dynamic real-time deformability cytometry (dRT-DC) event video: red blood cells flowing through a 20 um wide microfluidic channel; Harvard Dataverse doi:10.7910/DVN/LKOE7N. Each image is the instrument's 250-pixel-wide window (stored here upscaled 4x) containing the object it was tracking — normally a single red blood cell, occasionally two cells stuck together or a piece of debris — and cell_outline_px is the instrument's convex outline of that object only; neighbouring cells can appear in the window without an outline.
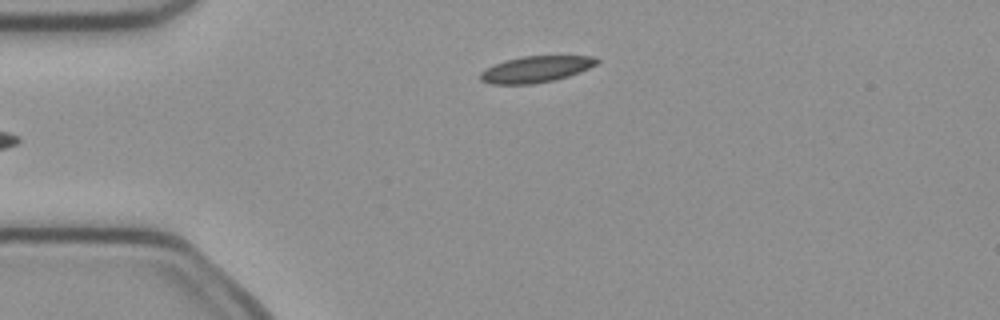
{"species": "common noctule bat (a hibernating species)", "species_latin": "Nyctalus noctula", "temperature_condition": "cold", "stored_images_in_passage": 5, "camera_frame_rate_fps": 3000, "um_per_image_px": 0.085, "animal": {"sex": "female", "body_mass_g": 21.9}, "frame": {"image": 1, "passage_image": 5, "time_ms": 1.333, "image_size_px": [1000, 320], "cell_outline_px": [[600, 60], [596, 64], [580, 72], [568, 76], [552, 80], [532, 84], [488, 84], [480, 80], [480, 72], [484, 68], [492, 64], [504, 60], [524, 56], [596, 56]], "centroid_in_image_um": [45.5, 5.88], "position_along_channel_um": 39.5, "area_um2": 17.98}}